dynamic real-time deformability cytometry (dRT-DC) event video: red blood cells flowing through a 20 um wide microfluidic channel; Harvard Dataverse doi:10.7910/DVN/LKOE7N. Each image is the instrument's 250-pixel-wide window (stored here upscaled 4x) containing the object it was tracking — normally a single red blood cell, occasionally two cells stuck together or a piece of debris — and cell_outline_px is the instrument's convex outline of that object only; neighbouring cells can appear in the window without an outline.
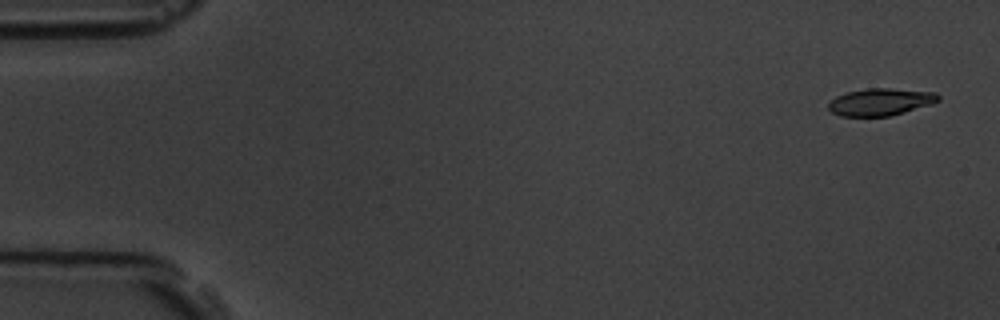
{"species": "common noctule bat (a hibernating species)", "species_latin": "Nyctalus noctula", "temperature_condition": "room temperature", "stored_images_in_passage": 5, "camera_frame_rate_fps": 3000, "um_per_image_px": 0.085, "animal": {"sex": "male", "body_mass_g": 19.5, "forearm_length_mm": 54.6}, "frame": {"image": 1, "passage_image": 1, "time_ms": 0.0, "image_size_px": [1000, 320], "cell_outline_px": [[940, 100], [932, 104], [904, 112], [888, 116], [840, 116], [832, 112], [828, 108], [828, 104], [836, 96], [848, 92], [868, 88], [892, 88], [936, 92], [940, 96]], "centroid_in_image_um": [74.87, 8.66], "position_along_channel_um": 10.1, "area_um2": 17.4}}
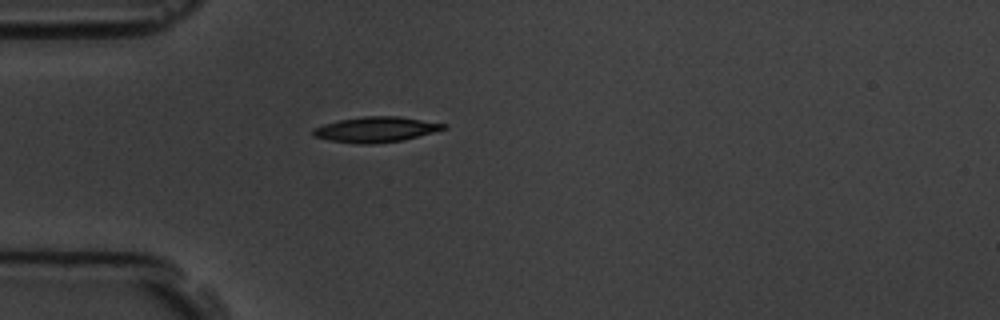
{"frame": {"image": 2, "passage_image": 5, "time_ms": 4.667, "image_size_px": [1000, 320], "cell_outline_px": [[448, 128], [404, 140], [372, 144], [360, 144], [332, 140], [312, 136], [312, 128], [324, 124], [340, 120], [364, 116], [396, 116], [448, 124]], "centroid_in_image_um": [31.96, 11.0], "position_along_channel_um": 53.0, "area_um2": 19.19}}